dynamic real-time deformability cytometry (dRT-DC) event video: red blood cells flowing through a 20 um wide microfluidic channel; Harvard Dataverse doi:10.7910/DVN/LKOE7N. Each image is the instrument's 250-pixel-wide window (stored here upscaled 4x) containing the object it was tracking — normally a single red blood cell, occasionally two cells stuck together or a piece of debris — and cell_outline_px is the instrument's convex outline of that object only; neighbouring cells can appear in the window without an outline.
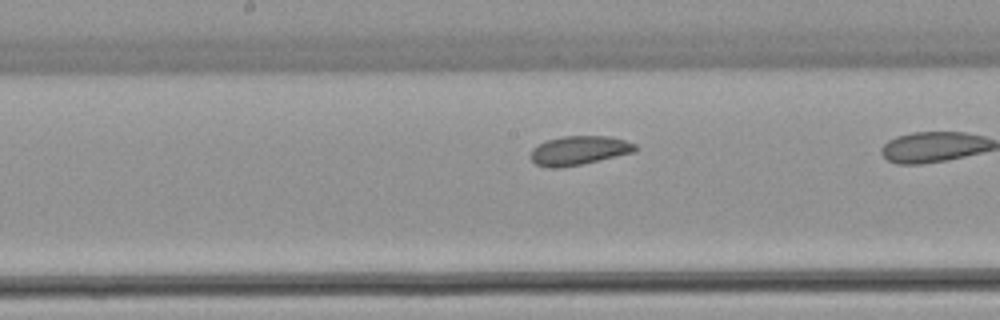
{"species": "common noctule bat (a hibernating species)", "species_latin": "Nyctalus noctula", "temperature_condition": "warm", "stored_images_in_passage": 30, "camera_frame_rate_fps": 3000, "um_per_image_px": 0.085, "animal": {"sex": "female", "body_mass_g": 22.7, "forearm_length_mm": 54.2}, "frame": {"image": 1, "passage_image": 18, "time_ms": 5.667, "image_size_px": [1000, 320], "cell_outline_px": [[640, 148], [636, 152], [580, 164], [560, 168], [548, 168], [536, 164], [532, 160], [532, 148], [548, 140], [564, 136], [608, 136], [624, 140], [636, 144]], "centroid_in_image_um": [49.27, 12.79], "position_along_channel_um": 198.9, "area_um2": 17.57}}